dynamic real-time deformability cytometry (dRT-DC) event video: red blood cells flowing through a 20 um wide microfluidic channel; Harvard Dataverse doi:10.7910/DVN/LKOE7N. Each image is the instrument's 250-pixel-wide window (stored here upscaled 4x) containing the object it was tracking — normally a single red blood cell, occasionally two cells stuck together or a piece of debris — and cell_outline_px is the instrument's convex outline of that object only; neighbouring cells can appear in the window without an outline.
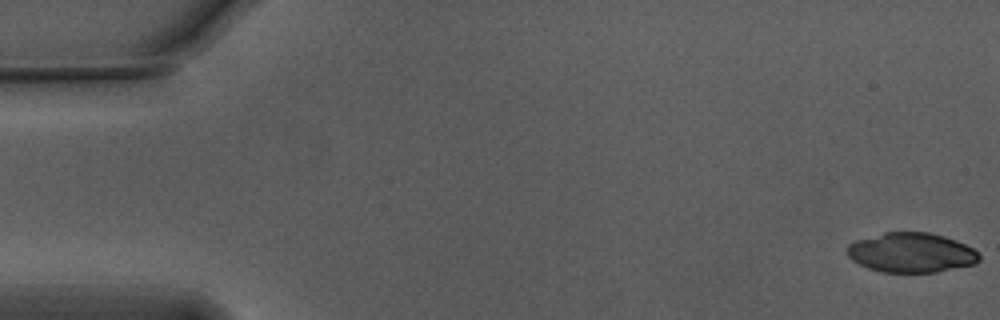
{"species": "Egyptian fruit bat (a non-hibernating species)", "species_latin": "Rousettus aegyptiacus", "temperature_condition": "warm", "stored_images_in_passage": 19, "camera_frame_rate_fps": 3000, "um_per_image_px": 0.085, "animal": {"sex": "male"}, "frame": {"image": 1, "passage_image": 1, "time_ms": 0.0, "image_size_px": [1000, 320], "cell_outline_px": [[980, 260], [976, 264], [936, 272], [880, 272], [868, 268], [852, 260], [848, 256], [848, 244], [856, 240], [884, 232], [928, 232], [944, 236], [956, 240], [972, 248], [980, 256]], "centroid_in_image_um": [77.46, 21.47], "position_along_channel_um": 7.5, "area_um2": 30.52}}
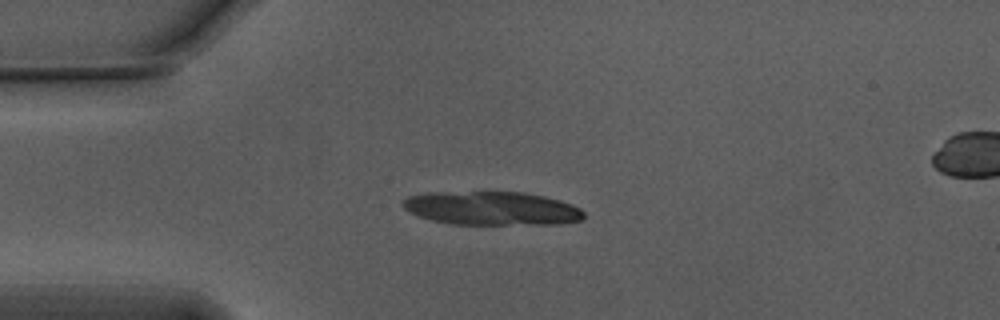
{"frame": {"image": 2, "passage_image": 14, "time_ms": 4.333, "image_size_px": [1000, 320], "cell_outline_px": [[584, 216], [580, 220], [560, 224], [452, 224], [432, 220], [416, 216], [404, 208], [400, 204], [408, 196], [428, 192], [524, 192], [544, 196], [560, 200], [572, 204], [580, 208], [584, 212]], "centroid_in_image_um": [41.79, 17.7], "position_along_channel_um": 43.2, "area_um2": 35.6}}